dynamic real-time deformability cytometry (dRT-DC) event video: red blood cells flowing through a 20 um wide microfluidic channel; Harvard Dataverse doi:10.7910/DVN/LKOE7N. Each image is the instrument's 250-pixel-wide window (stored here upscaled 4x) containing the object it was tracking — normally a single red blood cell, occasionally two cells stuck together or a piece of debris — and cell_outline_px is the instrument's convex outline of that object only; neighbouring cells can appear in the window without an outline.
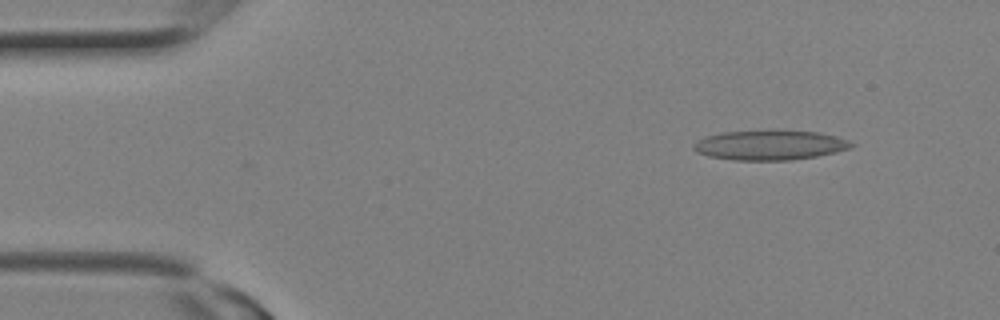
{"species": "Egyptian fruit bat (a non-hibernating species)", "species_latin": "Rousettus aegyptiacus", "temperature_condition": "room temperature", "stored_images_in_passage": 16, "camera_frame_rate_fps": 3000, "um_per_image_px": 0.085, "animal": {"sex": "female"}, "frame": {"image": 1, "passage_image": 3, "time_ms": 0.667, "image_size_px": [1000, 320], "cell_outline_px": [[856, 144], [848, 148], [836, 152], [816, 156], [788, 160], [732, 160], [708, 156], [696, 152], [692, 148], [692, 144], [696, 140], [704, 136], [720, 132], [816, 132], [836, 136], [848, 140]], "centroid_in_image_um": [65.37, 12.36], "position_along_channel_um": 19.6, "area_um2": 26.82}}
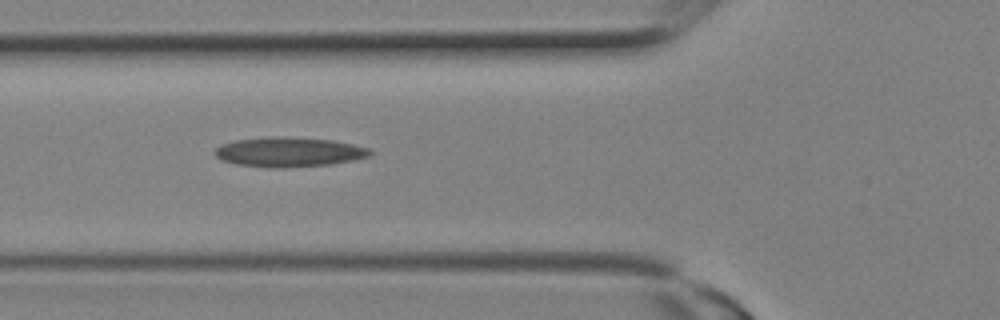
{"frame": {"image": 2, "passage_image": 9, "time_ms": 2.667, "image_size_px": [1000, 320], "cell_outline_px": [[372, 156], [356, 160], [332, 164], [284, 168], [276, 168], [236, 164], [220, 160], [212, 152], [220, 144], [236, 140], [276, 136], [284, 136], [332, 140], [352, 144], [368, 148], [372, 152]], "centroid_in_image_um": [24.56, 12.92], "position_along_channel_um": 101.2, "area_um2": 27.05}}
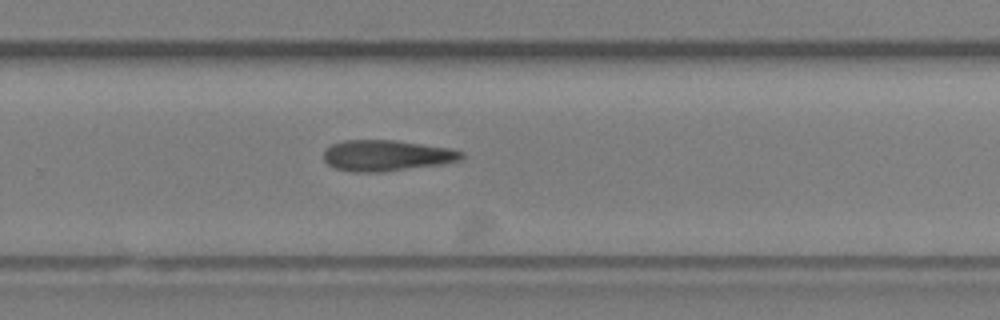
{"frame": {"image": 3, "passage_image": 16, "time_ms": 5.0, "image_size_px": [1000, 320], "cell_outline_px": [[464, 156], [460, 160], [440, 164], [384, 172], [352, 172], [336, 168], [328, 164], [324, 160], [324, 148], [332, 144], [344, 140], [396, 140], [452, 148], [464, 152]], "centroid_in_image_um": [32.86, 13.21], "position_along_channel_um": 296.9, "area_um2": 25.03}}